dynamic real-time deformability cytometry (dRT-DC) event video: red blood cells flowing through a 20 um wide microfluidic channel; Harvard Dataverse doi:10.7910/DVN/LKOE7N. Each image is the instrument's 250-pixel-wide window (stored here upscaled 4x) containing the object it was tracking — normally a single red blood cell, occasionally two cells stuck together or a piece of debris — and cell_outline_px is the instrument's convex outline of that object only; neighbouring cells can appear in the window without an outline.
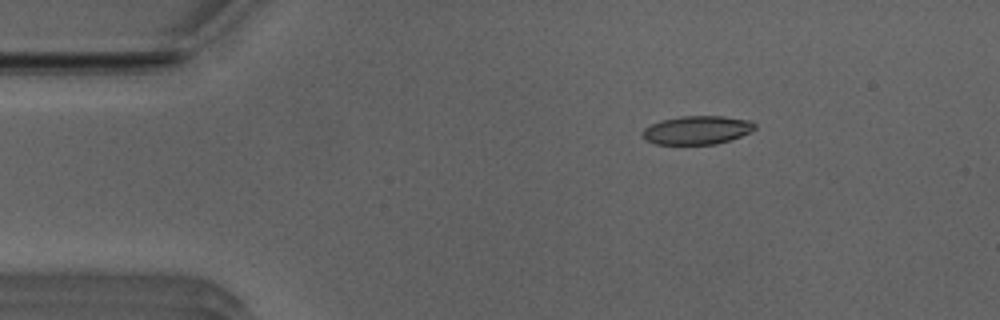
{"species": "Egyptian fruit bat (a non-hibernating species)", "species_latin": "Rousettus aegyptiacus", "temperature_condition": "room temperature", "stored_images_in_passage": 46, "camera_frame_rate_fps": 3000, "um_per_image_px": 0.085, "animal": {"sex": "male"}, "frame": {"image": 1, "passage_image": 2, "time_ms": 0.333, "image_size_px": [1000, 320], "cell_outline_px": [[756, 128], [752, 132], [716, 144], [656, 144], [644, 140], [640, 132], [644, 128], [660, 120], [680, 116], [724, 116], [752, 120], [756, 124]], "centroid_in_image_um": [59.25, 11.05], "position_along_channel_um": 25.8, "area_um2": 18.9}}
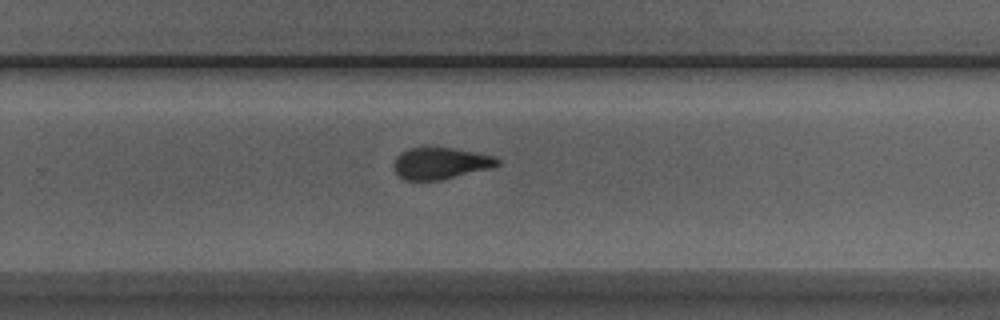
{"frame": {"image": 2, "passage_image": 27, "time_ms": 8.667, "image_size_px": [1000, 320], "cell_outline_px": [[500, 164], [492, 168], [440, 180], [404, 180], [396, 172], [392, 164], [396, 156], [400, 152], [408, 148], [452, 148], [496, 156], [500, 160]], "centroid_in_image_um": [37.44, 13.88], "position_along_channel_um": 292.4, "area_um2": 19.13}}
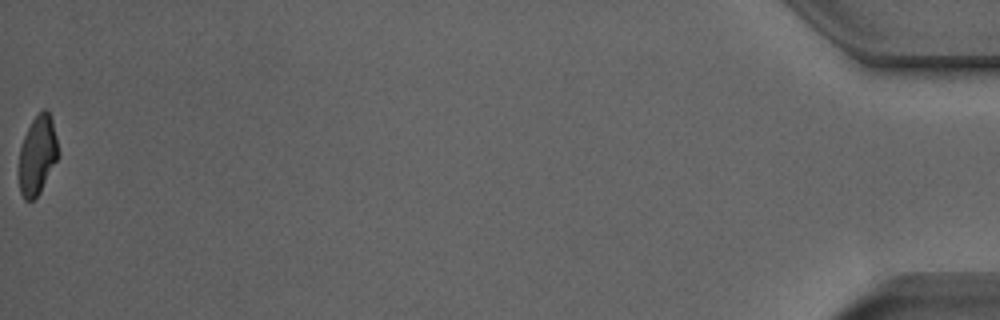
{"frame": {"image": 3, "passage_image": 46, "time_ms": 15.0, "image_size_px": [1000, 320], "cell_outline_px": [[56, 160], [40, 192], [32, 200], [24, 200], [20, 192], [16, 172], [20, 148], [24, 136], [32, 120], [44, 108], [48, 112], [52, 120], [56, 136]], "centroid_in_image_um": [3.1, 13.23], "position_along_channel_um": 432.1, "area_um2": 17.92}, "authors_computed_cell_mechanics": {"area_um2": 19.4786, "velocity_mm_per_s": 3.9248, "shape_relaxation_time_tau1_ms": 3.5167, "shape_relaxation_time_tau2_ms": 1.8785, "deformation_change_tau1": 0.1592, "deformation_change_tau2": 0.1031}}